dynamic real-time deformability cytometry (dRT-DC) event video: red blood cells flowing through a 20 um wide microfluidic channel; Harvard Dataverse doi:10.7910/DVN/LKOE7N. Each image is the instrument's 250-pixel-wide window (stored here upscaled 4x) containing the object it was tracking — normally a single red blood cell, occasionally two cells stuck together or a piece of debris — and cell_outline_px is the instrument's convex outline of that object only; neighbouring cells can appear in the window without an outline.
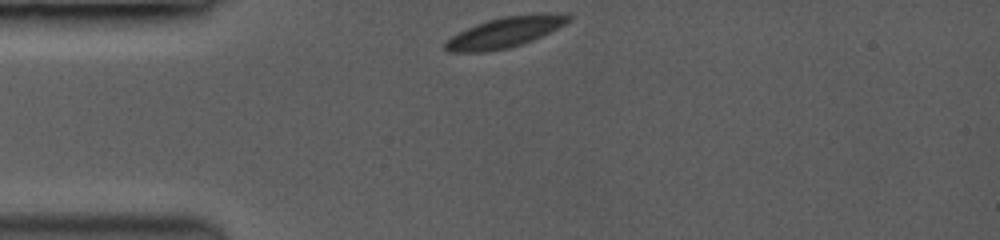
{"species": "common noctule bat (a hibernating species)", "species_latin": "Nyctalus noctula", "temperature_condition": "room temperature", "stored_images_in_passage": 22, "camera_frame_rate_fps": 3500, "um_per_image_px": 0.085, "animal": {"sex": "female", "body_mass_g": 19.0, "forearm_length_mm": 53.3}, "frame": {"image": 1, "passage_image": 1, "time_ms": 0.0, "image_size_px": [1000, 240], "cell_outline_px": [[572, 20], [532, 40], [508, 48], [484, 52], [448, 52], [444, 48], [444, 44], [452, 36], [476, 24], [488, 20], [504, 16], [536, 12], [548, 12], [572, 16]], "centroid_in_image_um": [42.93, 2.72], "position_along_channel_um": 42.1, "area_um2": 21.73}}
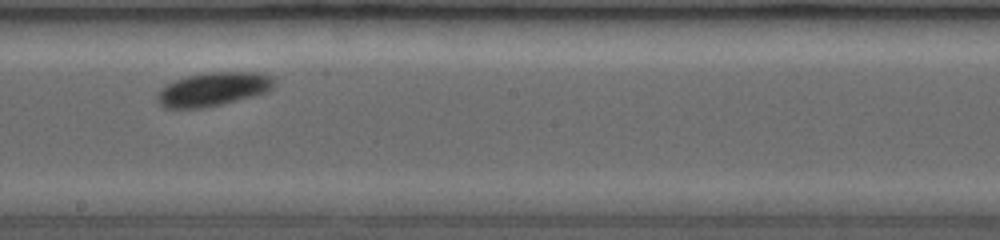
{"frame": {"image": 2, "passage_image": 12, "time_ms": 5.429, "image_size_px": [1000, 240], "cell_outline_px": [[276, 84], [264, 92], [200, 108], [168, 108], [160, 100], [160, 92], [168, 84], [176, 80], [188, 76], [204, 72], [260, 72], [272, 76], [276, 80]], "centroid_in_image_um": [18.2, 7.53], "position_along_channel_um": 230.0, "area_um2": 21.91}}
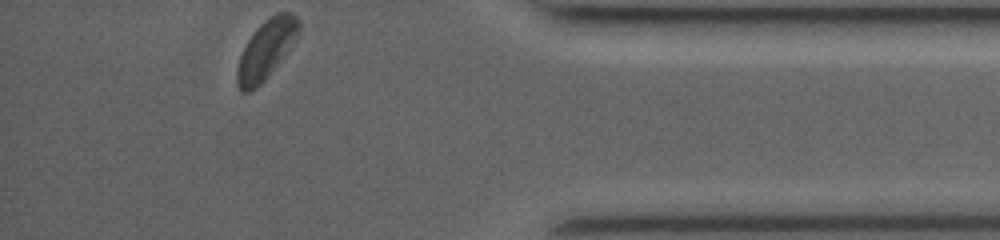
{"frame": {"image": 3, "passage_image": 22, "time_ms": 10.571, "image_size_px": [1000, 240], "cell_outline_px": [[300, 28], [276, 64], [264, 80], [256, 88], [248, 92], [240, 92], [236, 84], [236, 72], [240, 56], [248, 40], [272, 16], [280, 12], [292, 12], [300, 20]], "centroid_in_image_um": [22.57, 4.25], "position_along_channel_um": 412.6, "area_um2": 19.88}, "authors_computed_cell_mechanics": {"area_um2": 21.9062, "velocity_mm_per_s": 3.9113, "shape_relaxation_time_tau1_ms": 1.089, "shape_relaxation_time_tau2_ms": null, "deformation_change_tau1": 0.0402, "deformation_change_tau2": null}}